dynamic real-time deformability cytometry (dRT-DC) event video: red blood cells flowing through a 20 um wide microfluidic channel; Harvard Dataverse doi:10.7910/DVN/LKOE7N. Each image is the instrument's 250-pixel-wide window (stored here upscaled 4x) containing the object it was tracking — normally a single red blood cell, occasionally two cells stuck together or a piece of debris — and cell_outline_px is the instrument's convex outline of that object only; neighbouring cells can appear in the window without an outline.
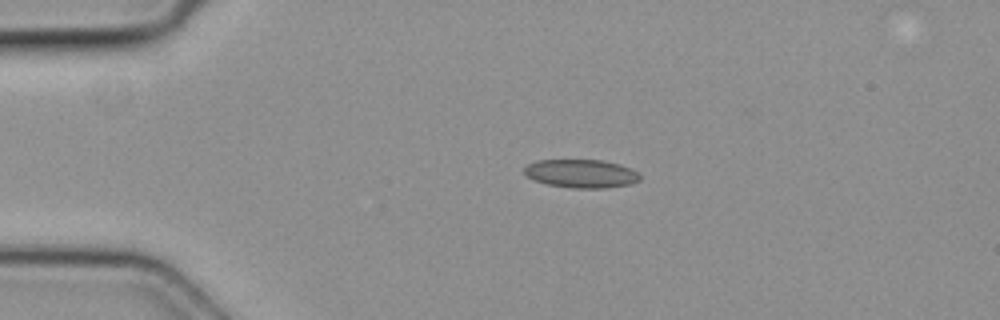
{"species": "common noctule bat (a hibernating species)", "species_latin": "Nyctalus noctula", "temperature_condition": "cold", "stored_images_in_passage": 3, "camera_frame_rate_fps": 3000, "um_per_image_px": 0.085, "animal": {"sex": "female", "body_mass_g": 19.3, "forearm_length_mm": 54.1}, "frame": {"image": 1, "passage_image": 2, "time_ms": 0.333, "image_size_px": [1000, 320], "cell_outline_px": [[640, 180], [632, 184], [608, 188], [572, 188], [548, 184], [532, 180], [524, 172], [524, 168], [528, 164], [536, 160], [604, 160], [620, 164], [632, 168], [640, 172]], "centroid_in_image_um": [49.46, 14.75], "position_along_channel_um": 35.5, "area_um2": 19.42}}